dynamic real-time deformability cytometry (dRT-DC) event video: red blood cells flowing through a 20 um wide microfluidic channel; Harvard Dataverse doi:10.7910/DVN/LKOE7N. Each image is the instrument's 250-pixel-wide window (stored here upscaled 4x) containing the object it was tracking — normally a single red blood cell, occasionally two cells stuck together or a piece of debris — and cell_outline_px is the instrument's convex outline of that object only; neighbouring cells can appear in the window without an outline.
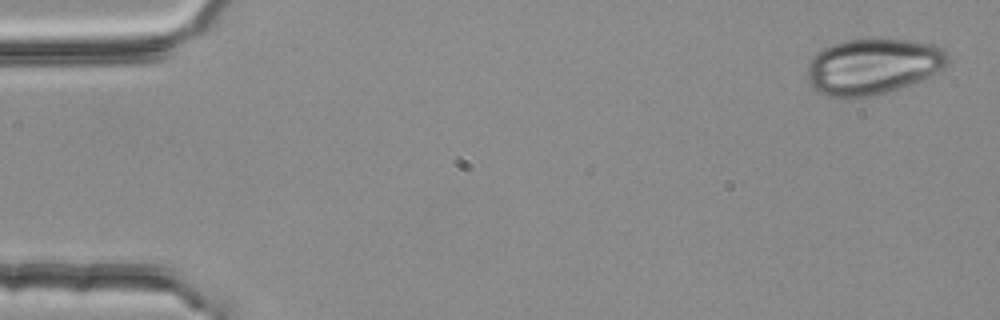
{"species": "common noctule bat (a hibernating species)", "species_latin": "Nyctalus noctula", "temperature_condition": "room temperature", "stored_images_in_passage": 4, "camera_frame_rate_fps": 3000, "um_per_image_px": 0.085, "animal": {"sex": "female", "body_mass_g": 25.1}, "frame": {"image": 1, "passage_image": 1, "time_ms": 0.0, "image_size_px": [1000, 320], "cell_outline_px": [[948, 64], [944, 68], [924, 80], [900, 88], [868, 96], [828, 96], [816, 92], [812, 88], [808, 80], [808, 64], [812, 56], [816, 52], [832, 44], [848, 40], [876, 36], [880, 36], [912, 40], [932, 44], [940, 48], [948, 56]], "centroid_in_image_um": [74.21, 5.6], "position_along_channel_um": 10.8, "area_um2": 46.41}}